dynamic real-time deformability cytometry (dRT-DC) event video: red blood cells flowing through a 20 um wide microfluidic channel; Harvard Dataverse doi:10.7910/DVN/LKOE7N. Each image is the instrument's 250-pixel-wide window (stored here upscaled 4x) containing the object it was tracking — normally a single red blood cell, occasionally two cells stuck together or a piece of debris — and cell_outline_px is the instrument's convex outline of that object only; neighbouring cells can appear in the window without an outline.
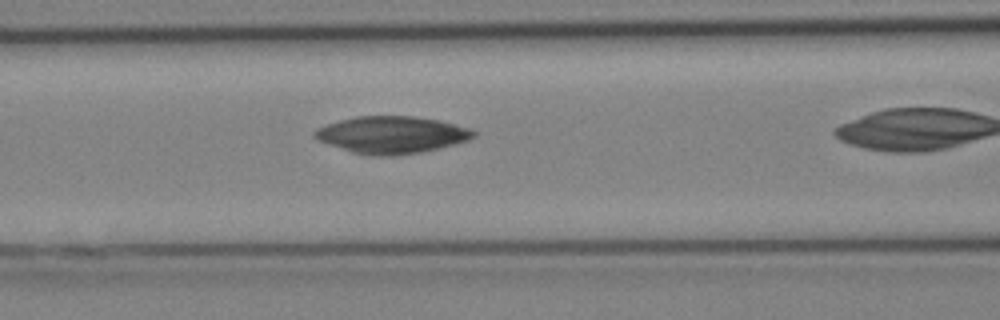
{"species": "Egyptian fruit bat (a non-hibernating species)", "species_latin": "Rousettus aegyptiacus", "temperature_condition": "cold", "stored_images_in_passage": 14, "camera_frame_rate_fps": 3000, "um_per_image_px": 0.085, "animal": {"sex": "female"}, "frame": {"image": 1, "passage_image": 7, "time_ms": 2.0, "image_size_px": [1000, 320], "cell_outline_px": [[476, 136], [468, 140], [456, 144], [420, 152], [396, 156], [372, 156], [352, 152], [320, 140], [312, 136], [312, 132], [316, 128], [340, 120], [356, 116], [412, 116], [440, 120], [468, 128], [476, 132]], "centroid_in_image_um": [33.3, 11.46], "position_along_channel_um": 133.3, "area_um2": 34.22}}